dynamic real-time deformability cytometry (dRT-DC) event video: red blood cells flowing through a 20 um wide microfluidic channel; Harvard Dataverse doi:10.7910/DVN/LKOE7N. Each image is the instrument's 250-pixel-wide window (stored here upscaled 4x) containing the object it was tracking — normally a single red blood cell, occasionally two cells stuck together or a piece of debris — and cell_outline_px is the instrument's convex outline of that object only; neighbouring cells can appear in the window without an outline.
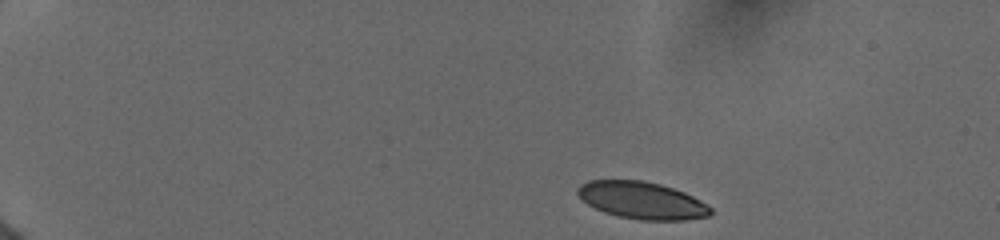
{"species": "human", "species_latin": "Homo sapiens", "temperature_condition": "cold", "stored_images_in_passage": 27, "camera_frame_rate_fps": 3000, "um_per_image_px": 0.085, "donor": {"sex": "female"}, "frame": {"image": 1, "passage_image": 1, "time_ms": 0.0, "image_size_px": [1000, 240], "cell_outline_px": [[712, 212], [708, 216], [688, 220], [640, 220], [616, 216], [604, 212], [588, 204], [576, 192], [576, 188], [580, 184], [588, 180], [644, 180], [660, 184], [684, 192], [700, 200], [712, 208]], "centroid_in_image_um": [54.56, 17.03], "position_along_channel_um": 30.4, "area_um2": 28.84}}
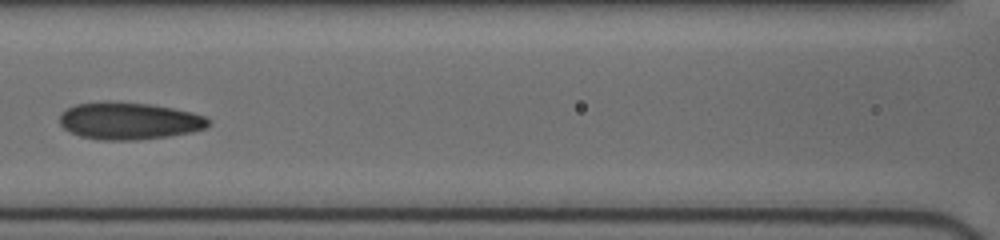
{"frame": {"image": 2, "passage_image": 12, "time_ms": 6.0, "image_size_px": [1000, 240], "cell_outline_px": [[212, 120], [208, 128], [192, 132], [168, 136], [140, 140], [96, 140], [80, 136], [64, 128], [60, 124], [60, 112], [76, 104], [148, 104], [172, 108], [192, 112], [204, 116]], "centroid_in_image_um": [11.04, 10.32], "position_along_channel_um": 155.6, "area_um2": 31.56}}
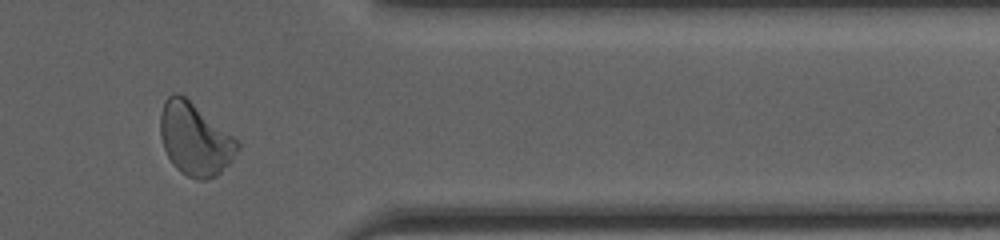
{"frame": {"image": 3, "passage_image": 23, "time_ms": 12.333, "image_size_px": [1000, 240], "cell_outline_px": [[240, 148], [232, 160], [216, 176], [204, 180], [196, 180], [180, 172], [172, 164], [164, 148], [160, 136], [160, 116], [164, 100], [172, 92], [180, 92], [232, 136], [240, 144]], "centroid_in_image_um": [16.53, 11.83], "position_along_channel_um": 394.9, "area_um2": 32.43}, "authors_computed_cell_mechanics": {"area_um2": 31.0386, "velocity_mm_per_s": 3.9133, "shape_relaxation_time_tau1_ms": null, "shape_relaxation_time_tau2_ms": 1.6328, "deformation_change_tau1": null, "deformation_change_tau2": 0.085}}